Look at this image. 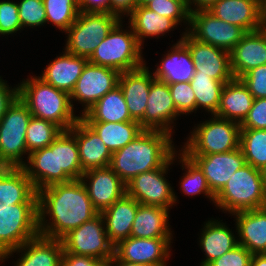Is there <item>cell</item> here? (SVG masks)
I'll use <instances>...</instances> for the list:
<instances>
[{
    "label": "cell",
    "instance_id": "obj_22",
    "mask_svg": "<svg viewBox=\"0 0 266 266\" xmlns=\"http://www.w3.org/2000/svg\"><path fill=\"white\" fill-rule=\"evenodd\" d=\"M69 131L76 137L83 172L110 166L112 153L85 121L80 118Z\"/></svg>",
    "mask_w": 266,
    "mask_h": 266
},
{
    "label": "cell",
    "instance_id": "obj_13",
    "mask_svg": "<svg viewBox=\"0 0 266 266\" xmlns=\"http://www.w3.org/2000/svg\"><path fill=\"white\" fill-rule=\"evenodd\" d=\"M189 27L186 31L196 40L229 53L246 34L241 27L218 19L207 9L190 12Z\"/></svg>",
    "mask_w": 266,
    "mask_h": 266
},
{
    "label": "cell",
    "instance_id": "obj_58",
    "mask_svg": "<svg viewBox=\"0 0 266 266\" xmlns=\"http://www.w3.org/2000/svg\"><path fill=\"white\" fill-rule=\"evenodd\" d=\"M77 6H79L83 0H73Z\"/></svg>",
    "mask_w": 266,
    "mask_h": 266
},
{
    "label": "cell",
    "instance_id": "obj_28",
    "mask_svg": "<svg viewBox=\"0 0 266 266\" xmlns=\"http://www.w3.org/2000/svg\"><path fill=\"white\" fill-rule=\"evenodd\" d=\"M88 58L75 56L64 50L44 69L40 78L53 87L71 94Z\"/></svg>",
    "mask_w": 266,
    "mask_h": 266
},
{
    "label": "cell",
    "instance_id": "obj_57",
    "mask_svg": "<svg viewBox=\"0 0 266 266\" xmlns=\"http://www.w3.org/2000/svg\"><path fill=\"white\" fill-rule=\"evenodd\" d=\"M152 1H159V0H137L138 5H141V6H146L148 3Z\"/></svg>",
    "mask_w": 266,
    "mask_h": 266
},
{
    "label": "cell",
    "instance_id": "obj_52",
    "mask_svg": "<svg viewBox=\"0 0 266 266\" xmlns=\"http://www.w3.org/2000/svg\"><path fill=\"white\" fill-rule=\"evenodd\" d=\"M185 1L188 9L190 10V12H192L194 10L208 9L212 4H214L218 0H185ZM192 5L194 6L195 9L191 7Z\"/></svg>",
    "mask_w": 266,
    "mask_h": 266
},
{
    "label": "cell",
    "instance_id": "obj_49",
    "mask_svg": "<svg viewBox=\"0 0 266 266\" xmlns=\"http://www.w3.org/2000/svg\"><path fill=\"white\" fill-rule=\"evenodd\" d=\"M5 82L7 81L0 77V119L18 98V86L11 89Z\"/></svg>",
    "mask_w": 266,
    "mask_h": 266
},
{
    "label": "cell",
    "instance_id": "obj_29",
    "mask_svg": "<svg viewBox=\"0 0 266 266\" xmlns=\"http://www.w3.org/2000/svg\"><path fill=\"white\" fill-rule=\"evenodd\" d=\"M178 40L161 60L153 73L156 79L166 83L190 82L195 73V64L186 45Z\"/></svg>",
    "mask_w": 266,
    "mask_h": 266
},
{
    "label": "cell",
    "instance_id": "obj_19",
    "mask_svg": "<svg viewBox=\"0 0 266 266\" xmlns=\"http://www.w3.org/2000/svg\"><path fill=\"white\" fill-rule=\"evenodd\" d=\"M80 180L99 213L126 194V184L110 167L86 171Z\"/></svg>",
    "mask_w": 266,
    "mask_h": 266
},
{
    "label": "cell",
    "instance_id": "obj_24",
    "mask_svg": "<svg viewBox=\"0 0 266 266\" xmlns=\"http://www.w3.org/2000/svg\"><path fill=\"white\" fill-rule=\"evenodd\" d=\"M38 203L37 191L22 167H0V209Z\"/></svg>",
    "mask_w": 266,
    "mask_h": 266
},
{
    "label": "cell",
    "instance_id": "obj_20",
    "mask_svg": "<svg viewBox=\"0 0 266 266\" xmlns=\"http://www.w3.org/2000/svg\"><path fill=\"white\" fill-rule=\"evenodd\" d=\"M21 253L15 266H62L63 244L61 239L37 235L20 248L6 252L0 257V263L13 255Z\"/></svg>",
    "mask_w": 266,
    "mask_h": 266
},
{
    "label": "cell",
    "instance_id": "obj_23",
    "mask_svg": "<svg viewBox=\"0 0 266 266\" xmlns=\"http://www.w3.org/2000/svg\"><path fill=\"white\" fill-rule=\"evenodd\" d=\"M231 70L239 79L253 68L266 64V31L247 32L230 52Z\"/></svg>",
    "mask_w": 266,
    "mask_h": 266
},
{
    "label": "cell",
    "instance_id": "obj_30",
    "mask_svg": "<svg viewBox=\"0 0 266 266\" xmlns=\"http://www.w3.org/2000/svg\"><path fill=\"white\" fill-rule=\"evenodd\" d=\"M253 102V95L244 83L234 78L224 85L220 105L215 115L241 124L252 108Z\"/></svg>",
    "mask_w": 266,
    "mask_h": 266
},
{
    "label": "cell",
    "instance_id": "obj_5",
    "mask_svg": "<svg viewBox=\"0 0 266 266\" xmlns=\"http://www.w3.org/2000/svg\"><path fill=\"white\" fill-rule=\"evenodd\" d=\"M123 20H120L109 34L96 47L88 59L92 64L108 67L116 71L126 72L142 67V45L138 42L133 29H122Z\"/></svg>",
    "mask_w": 266,
    "mask_h": 266
},
{
    "label": "cell",
    "instance_id": "obj_37",
    "mask_svg": "<svg viewBox=\"0 0 266 266\" xmlns=\"http://www.w3.org/2000/svg\"><path fill=\"white\" fill-rule=\"evenodd\" d=\"M239 147L247 164L257 169L266 165V129H241Z\"/></svg>",
    "mask_w": 266,
    "mask_h": 266
},
{
    "label": "cell",
    "instance_id": "obj_44",
    "mask_svg": "<svg viewBox=\"0 0 266 266\" xmlns=\"http://www.w3.org/2000/svg\"><path fill=\"white\" fill-rule=\"evenodd\" d=\"M22 30L17 2L0 1V35L15 34Z\"/></svg>",
    "mask_w": 266,
    "mask_h": 266
},
{
    "label": "cell",
    "instance_id": "obj_26",
    "mask_svg": "<svg viewBox=\"0 0 266 266\" xmlns=\"http://www.w3.org/2000/svg\"><path fill=\"white\" fill-rule=\"evenodd\" d=\"M207 10L218 19L241 27L246 33L260 30L259 0H218Z\"/></svg>",
    "mask_w": 266,
    "mask_h": 266
},
{
    "label": "cell",
    "instance_id": "obj_45",
    "mask_svg": "<svg viewBox=\"0 0 266 266\" xmlns=\"http://www.w3.org/2000/svg\"><path fill=\"white\" fill-rule=\"evenodd\" d=\"M239 79L254 99L266 98V64L251 69Z\"/></svg>",
    "mask_w": 266,
    "mask_h": 266
},
{
    "label": "cell",
    "instance_id": "obj_43",
    "mask_svg": "<svg viewBox=\"0 0 266 266\" xmlns=\"http://www.w3.org/2000/svg\"><path fill=\"white\" fill-rule=\"evenodd\" d=\"M177 112L183 115L196 111V100L190 82L168 83Z\"/></svg>",
    "mask_w": 266,
    "mask_h": 266
},
{
    "label": "cell",
    "instance_id": "obj_32",
    "mask_svg": "<svg viewBox=\"0 0 266 266\" xmlns=\"http://www.w3.org/2000/svg\"><path fill=\"white\" fill-rule=\"evenodd\" d=\"M203 227L199 243L206 258L200 266H207L213 260L220 258L239 245L237 236L235 237L225 223L211 219Z\"/></svg>",
    "mask_w": 266,
    "mask_h": 266
},
{
    "label": "cell",
    "instance_id": "obj_11",
    "mask_svg": "<svg viewBox=\"0 0 266 266\" xmlns=\"http://www.w3.org/2000/svg\"><path fill=\"white\" fill-rule=\"evenodd\" d=\"M63 253L84 255L109 261L114 256V245L109 240L102 215L99 213L61 238Z\"/></svg>",
    "mask_w": 266,
    "mask_h": 266
},
{
    "label": "cell",
    "instance_id": "obj_34",
    "mask_svg": "<svg viewBox=\"0 0 266 266\" xmlns=\"http://www.w3.org/2000/svg\"><path fill=\"white\" fill-rule=\"evenodd\" d=\"M129 16V25H131L141 45L144 43V38L154 36L159 38V36H164V34L177 27V24L172 19L160 16L158 13L141 5H137Z\"/></svg>",
    "mask_w": 266,
    "mask_h": 266
},
{
    "label": "cell",
    "instance_id": "obj_16",
    "mask_svg": "<svg viewBox=\"0 0 266 266\" xmlns=\"http://www.w3.org/2000/svg\"><path fill=\"white\" fill-rule=\"evenodd\" d=\"M172 239L128 237L114 246V256L134 264L166 266Z\"/></svg>",
    "mask_w": 266,
    "mask_h": 266
},
{
    "label": "cell",
    "instance_id": "obj_4",
    "mask_svg": "<svg viewBox=\"0 0 266 266\" xmlns=\"http://www.w3.org/2000/svg\"><path fill=\"white\" fill-rule=\"evenodd\" d=\"M18 97L33 117L50 121L63 131L69 130L81 118L74 115L70 94L39 76H31L18 84Z\"/></svg>",
    "mask_w": 266,
    "mask_h": 266
},
{
    "label": "cell",
    "instance_id": "obj_42",
    "mask_svg": "<svg viewBox=\"0 0 266 266\" xmlns=\"http://www.w3.org/2000/svg\"><path fill=\"white\" fill-rule=\"evenodd\" d=\"M17 4L23 30L25 27L33 28L47 23L43 0H20Z\"/></svg>",
    "mask_w": 266,
    "mask_h": 266
},
{
    "label": "cell",
    "instance_id": "obj_38",
    "mask_svg": "<svg viewBox=\"0 0 266 266\" xmlns=\"http://www.w3.org/2000/svg\"><path fill=\"white\" fill-rule=\"evenodd\" d=\"M178 159H180V163H182V169L185 170L184 176H182V180L180 183V189L184 195L194 196L199 195L201 193L205 194L209 200L215 202V195L211 192L208 187L206 178L203 174V171L199 168V166L186 154L182 151L178 154Z\"/></svg>",
    "mask_w": 266,
    "mask_h": 266
},
{
    "label": "cell",
    "instance_id": "obj_51",
    "mask_svg": "<svg viewBox=\"0 0 266 266\" xmlns=\"http://www.w3.org/2000/svg\"><path fill=\"white\" fill-rule=\"evenodd\" d=\"M79 12L110 13L109 0H83L78 6Z\"/></svg>",
    "mask_w": 266,
    "mask_h": 266
},
{
    "label": "cell",
    "instance_id": "obj_31",
    "mask_svg": "<svg viewBox=\"0 0 266 266\" xmlns=\"http://www.w3.org/2000/svg\"><path fill=\"white\" fill-rule=\"evenodd\" d=\"M168 210L158 206L139 204L130 237L172 238Z\"/></svg>",
    "mask_w": 266,
    "mask_h": 266
},
{
    "label": "cell",
    "instance_id": "obj_15",
    "mask_svg": "<svg viewBox=\"0 0 266 266\" xmlns=\"http://www.w3.org/2000/svg\"><path fill=\"white\" fill-rule=\"evenodd\" d=\"M181 39L191 54L195 64V73L210 76L217 81L234 79L229 52L211 44L200 42L187 31L183 32Z\"/></svg>",
    "mask_w": 266,
    "mask_h": 266
},
{
    "label": "cell",
    "instance_id": "obj_25",
    "mask_svg": "<svg viewBox=\"0 0 266 266\" xmlns=\"http://www.w3.org/2000/svg\"><path fill=\"white\" fill-rule=\"evenodd\" d=\"M233 215L236 218L239 245L252 254L266 253V207L238 211Z\"/></svg>",
    "mask_w": 266,
    "mask_h": 266
},
{
    "label": "cell",
    "instance_id": "obj_2",
    "mask_svg": "<svg viewBox=\"0 0 266 266\" xmlns=\"http://www.w3.org/2000/svg\"><path fill=\"white\" fill-rule=\"evenodd\" d=\"M22 166L36 191L57 183L79 180L83 175L76 137L69 131L43 149L33 151Z\"/></svg>",
    "mask_w": 266,
    "mask_h": 266
},
{
    "label": "cell",
    "instance_id": "obj_46",
    "mask_svg": "<svg viewBox=\"0 0 266 266\" xmlns=\"http://www.w3.org/2000/svg\"><path fill=\"white\" fill-rule=\"evenodd\" d=\"M252 253L244 246L237 245L220 258L210 262L207 266H250Z\"/></svg>",
    "mask_w": 266,
    "mask_h": 266
},
{
    "label": "cell",
    "instance_id": "obj_54",
    "mask_svg": "<svg viewBox=\"0 0 266 266\" xmlns=\"http://www.w3.org/2000/svg\"><path fill=\"white\" fill-rule=\"evenodd\" d=\"M250 266H266V253L252 254Z\"/></svg>",
    "mask_w": 266,
    "mask_h": 266
},
{
    "label": "cell",
    "instance_id": "obj_33",
    "mask_svg": "<svg viewBox=\"0 0 266 266\" xmlns=\"http://www.w3.org/2000/svg\"><path fill=\"white\" fill-rule=\"evenodd\" d=\"M81 119L85 122L117 123L133 121L119 85L91 106L81 115Z\"/></svg>",
    "mask_w": 266,
    "mask_h": 266
},
{
    "label": "cell",
    "instance_id": "obj_14",
    "mask_svg": "<svg viewBox=\"0 0 266 266\" xmlns=\"http://www.w3.org/2000/svg\"><path fill=\"white\" fill-rule=\"evenodd\" d=\"M119 76V71L88 61L70 94L72 107L73 100H78L84 106L80 116L83 115L100 98L118 86Z\"/></svg>",
    "mask_w": 266,
    "mask_h": 266
},
{
    "label": "cell",
    "instance_id": "obj_9",
    "mask_svg": "<svg viewBox=\"0 0 266 266\" xmlns=\"http://www.w3.org/2000/svg\"><path fill=\"white\" fill-rule=\"evenodd\" d=\"M121 19L110 13L80 12L66 31L65 51L90 58L96 47Z\"/></svg>",
    "mask_w": 266,
    "mask_h": 266
},
{
    "label": "cell",
    "instance_id": "obj_17",
    "mask_svg": "<svg viewBox=\"0 0 266 266\" xmlns=\"http://www.w3.org/2000/svg\"><path fill=\"white\" fill-rule=\"evenodd\" d=\"M186 155L203 171L208 187L214 195L237 170L247 164L240 147L226 153Z\"/></svg>",
    "mask_w": 266,
    "mask_h": 266
},
{
    "label": "cell",
    "instance_id": "obj_40",
    "mask_svg": "<svg viewBox=\"0 0 266 266\" xmlns=\"http://www.w3.org/2000/svg\"><path fill=\"white\" fill-rule=\"evenodd\" d=\"M43 4L46 22L54 24L64 32L76 21L80 13L73 0H43Z\"/></svg>",
    "mask_w": 266,
    "mask_h": 266
},
{
    "label": "cell",
    "instance_id": "obj_7",
    "mask_svg": "<svg viewBox=\"0 0 266 266\" xmlns=\"http://www.w3.org/2000/svg\"><path fill=\"white\" fill-rule=\"evenodd\" d=\"M240 124L212 115L195 126L181 150L184 154L226 153L239 148Z\"/></svg>",
    "mask_w": 266,
    "mask_h": 266
},
{
    "label": "cell",
    "instance_id": "obj_55",
    "mask_svg": "<svg viewBox=\"0 0 266 266\" xmlns=\"http://www.w3.org/2000/svg\"><path fill=\"white\" fill-rule=\"evenodd\" d=\"M108 266H152V265H141V264L129 263L126 261L118 260L115 256H113L108 261Z\"/></svg>",
    "mask_w": 266,
    "mask_h": 266
},
{
    "label": "cell",
    "instance_id": "obj_12",
    "mask_svg": "<svg viewBox=\"0 0 266 266\" xmlns=\"http://www.w3.org/2000/svg\"><path fill=\"white\" fill-rule=\"evenodd\" d=\"M178 152L176 151L164 166L135 176L126 184V193L140 204L172 208L177 201V196L164 176L175 161Z\"/></svg>",
    "mask_w": 266,
    "mask_h": 266
},
{
    "label": "cell",
    "instance_id": "obj_18",
    "mask_svg": "<svg viewBox=\"0 0 266 266\" xmlns=\"http://www.w3.org/2000/svg\"><path fill=\"white\" fill-rule=\"evenodd\" d=\"M180 114L177 112L168 83L154 79L151 83L143 119L139 122L144 130H160L172 135L171 127Z\"/></svg>",
    "mask_w": 266,
    "mask_h": 266
},
{
    "label": "cell",
    "instance_id": "obj_27",
    "mask_svg": "<svg viewBox=\"0 0 266 266\" xmlns=\"http://www.w3.org/2000/svg\"><path fill=\"white\" fill-rule=\"evenodd\" d=\"M139 204L126 193L100 213L103 217L109 240L114 246L130 237Z\"/></svg>",
    "mask_w": 266,
    "mask_h": 266
},
{
    "label": "cell",
    "instance_id": "obj_41",
    "mask_svg": "<svg viewBox=\"0 0 266 266\" xmlns=\"http://www.w3.org/2000/svg\"><path fill=\"white\" fill-rule=\"evenodd\" d=\"M145 7L158 13L160 16L172 19L177 25H180L182 21L185 24L190 25V10L188 9L185 0L152 1Z\"/></svg>",
    "mask_w": 266,
    "mask_h": 266
},
{
    "label": "cell",
    "instance_id": "obj_6",
    "mask_svg": "<svg viewBox=\"0 0 266 266\" xmlns=\"http://www.w3.org/2000/svg\"><path fill=\"white\" fill-rule=\"evenodd\" d=\"M214 204L229 214L266 207L260 169L246 164L237 170L215 195Z\"/></svg>",
    "mask_w": 266,
    "mask_h": 266
},
{
    "label": "cell",
    "instance_id": "obj_35",
    "mask_svg": "<svg viewBox=\"0 0 266 266\" xmlns=\"http://www.w3.org/2000/svg\"><path fill=\"white\" fill-rule=\"evenodd\" d=\"M101 138L111 153L125 147L144 129L137 121L128 122H86Z\"/></svg>",
    "mask_w": 266,
    "mask_h": 266
},
{
    "label": "cell",
    "instance_id": "obj_21",
    "mask_svg": "<svg viewBox=\"0 0 266 266\" xmlns=\"http://www.w3.org/2000/svg\"><path fill=\"white\" fill-rule=\"evenodd\" d=\"M146 64L135 70L121 72L118 85L123 91L131 119L140 122L147 106L149 90L155 79Z\"/></svg>",
    "mask_w": 266,
    "mask_h": 266
},
{
    "label": "cell",
    "instance_id": "obj_53",
    "mask_svg": "<svg viewBox=\"0 0 266 266\" xmlns=\"http://www.w3.org/2000/svg\"><path fill=\"white\" fill-rule=\"evenodd\" d=\"M260 29L266 30V0H259Z\"/></svg>",
    "mask_w": 266,
    "mask_h": 266
},
{
    "label": "cell",
    "instance_id": "obj_50",
    "mask_svg": "<svg viewBox=\"0 0 266 266\" xmlns=\"http://www.w3.org/2000/svg\"><path fill=\"white\" fill-rule=\"evenodd\" d=\"M110 1V14L117 15L123 19L122 15L127 17L133 12L134 8L138 5L137 0H109ZM122 17V18H121Z\"/></svg>",
    "mask_w": 266,
    "mask_h": 266
},
{
    "label": "cell",
    "instance_id": "obj_3",
    "mask_svg": "<svg viewBox=\"0 0 266 266\" xmlns=\"http://www.w3.org/2000/svg\"><path fill=\"white\" fill-rule=\"evenodd\" d=\"M172 135L160 130H143L125 147L112 153L110 168L128 184L141 173L164 166L175 154Z\"/></svg>",
    "mask_w": 266,
    "mask_h": 266
},
{
    "label": "cell",
    "instance_id": "obj_48",
    "mask_svg": "<svg viewBox=\"0 0 266 266\" xmlns=\"http://www.w3.org/2000/svg\"><path fill=\"white\" fill-rule=\"evenodd\" d=\"M62 266H108V262L91 256L63 253Z\"/></svg>",
    "mask_w": 266,
    "mask_h": 266
},
{
    "label": "cell",
    "instance_id": "obj_8",
    "mask_svg": "<svg viewBox=\"0 0 266 266\" xmlns=\"http://www.w3.org/2000/svg\"><path fill=\"white\" fill-rule=\"evenodd\" d=\"M32 117L18 97L0 119V167H22L28 154L26 129Z\"/></svg>",
    "mask_w": 266,
    "mask_h": 266
},
{
    "label": "cell",
    "instance_id": "obj_36",
    "mask_svg": "<svg viewBox=\"0 0 266 266\" xmlns=\"http://www.w3.org/2000/svg\"><path fill=\"white\" fill-rule=\"evenodd\" d=\"M227 82L230 81H217L210 76L194 73L190 85L195 94L196 111L202 108L215 115L220 105L222 89Z\"/></svg>",
    "mask_w": 266,
    "mask_h": 266
},
{
    "label": "cell",
    "instance_id": "obj_47",
    "mask_svg": "<svg viewBox=\"0 0 266 266\" xmlns=\"http://www.w3.org/2000/svg\"><path fill=\"white\" fill-rule=\"evenodd\" d=\"M240 127L241 129H266V98L254 99L252 108Z\"/></svg>",
    "mask_w": 266,
    "mask_h": 266
},
{
    "label": "cell",
    "instance_id": "obj_56",
    "mask_svg": "<svg viewBox=\"0 0 266 266\" xmlns=\"http://www.w3.org/2000/svg\"><path fill=\"white\" fill-rule=\"evenodd\" d=\"M260 173H261V178L263 182V188L266 194V165L260 169Z\"/></svg>",
    "mask_w": 266,
    "mask_h": 266
},
{
    "label": "cell",
    "instance_id": "obj_1",
    "mask_svg": "<svg viewBox=\"0 0 266 266\" xmlns=\"http://www.w3.org/2000/svg\"><path fill=\"white\" fill-rule=\"evenodd\" d=\"M37 196L39 233L48 238L61 239L99 214L80 179L50 185Z\"/></svg>",
    "mask_w": 266,
    "mask_h": 266
},
{
    "label": "cell",
    "instance_id": "obj_39",
    "mask_svg": "<svg viewBox=\"0 0 266 266\" xmlns=\"http://www.w3.org/2000/svg\"><path fill=\"white\" fill-rule=\"evenodd\" d=\"M62 131L54 123L32 116L26 129L28 155L33 151L48 147Z\"/></svg>",
    "mask_w": 266,
    "mask_h": 266
},
{
    "label": "cell",
    "instance_id": "obj_10",
    "mask_svg": "<svg viewBox=\"0 0 266 266\" xmlns=\"http://www.w3.org/2000/svg\"><path fill=\"white\" fill-rule=\"evenodd\" d=\"M38 203L0 209V257L39 235Z\"/></svg>",
    "mask_w": 266,
    "mask_h": 266
}]
</instances>
